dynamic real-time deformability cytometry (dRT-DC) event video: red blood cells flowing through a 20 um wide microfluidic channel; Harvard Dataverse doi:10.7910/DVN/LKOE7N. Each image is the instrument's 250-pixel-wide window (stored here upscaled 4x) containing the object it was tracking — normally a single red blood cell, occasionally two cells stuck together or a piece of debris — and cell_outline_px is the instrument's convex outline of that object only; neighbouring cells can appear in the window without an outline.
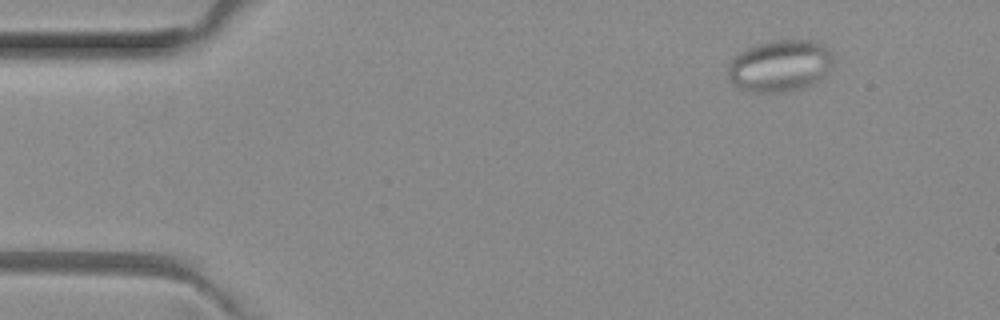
{"species": "common noctule bat (a hibernating species)", "species_latin": "Nyctalus noctula", "temperature_condition": "room temperature", "stored_images_in_passage": 6, "camera_frame_rate_fps": 3000, "um_per_image_px": 0.085, "animal": {"sex": "female", "body_mass_g": 29.2, "forearm_length_mm": 56.3}, "frame": {"image": 1, "passage_image": 1, "time_ms": 0.0, "image_size_px": [1000, 320], "cell_outline_px": [[832, 64], [824, 76], [820, 80], [804, 88], [776, 92], [756, 92], [740, 88], [728, 76], [728, 68], [732, 60], [740, 52], [748, 48], [772, 40], [812, 40], [828, 48], [832, 52]], "centroid_in_image_um": [66.33, 5.59], "position_along_channel_um": 18.7, "area_um2": 31.33}}
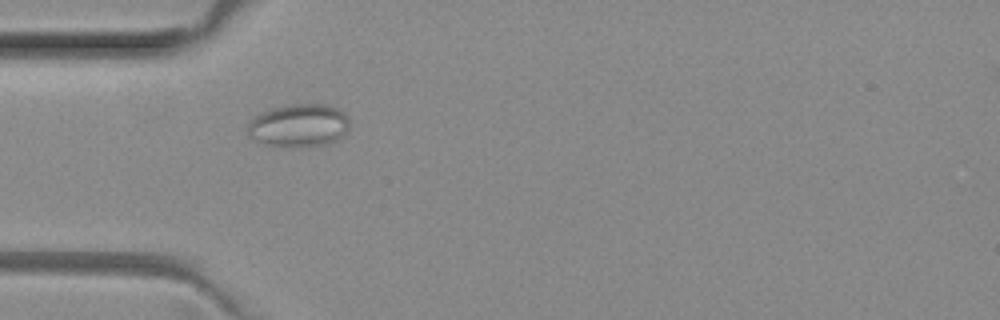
{"frame": {"image": 2, "passage_image": 4, "time_ms": 1.0, "image_size_px": [1000, 320], "cell_outline_px": [[348, 128], [336, 140], [324, 144], [304, 148], [268, 148], [252, 140], [248, 136], [248, 124], [252, 116], [272, 108], [288, 104], [328, 104], [344, 112], [348, 120]], "centroid_in_image_um": [25.3, 10.71], "position_along_channel_um": 59.7, "area_um2": 26.36}}
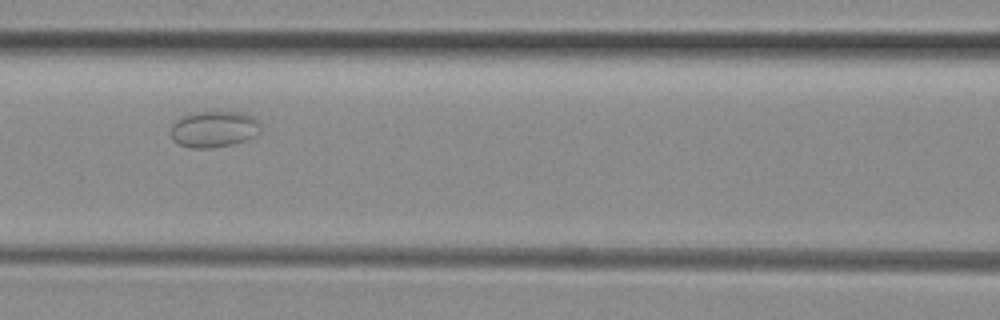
{"frame": {"image": 3, "passage_image": 6, "time_ms": 1.667, "image_size_px": [1000, 320], "cell_outline_px": [[260, 132], [256, 136], [248, 140], [232, 144], [212, 148], [188, 148], [172, 140], [172, 124], [176, 120], [184, 116], [196, 112], [244, 112], [260, 120]], "centroid_in_image_um": [18.23, 10.98], "position_along_channel_um": 148.4, "area_um2": 19.19}}